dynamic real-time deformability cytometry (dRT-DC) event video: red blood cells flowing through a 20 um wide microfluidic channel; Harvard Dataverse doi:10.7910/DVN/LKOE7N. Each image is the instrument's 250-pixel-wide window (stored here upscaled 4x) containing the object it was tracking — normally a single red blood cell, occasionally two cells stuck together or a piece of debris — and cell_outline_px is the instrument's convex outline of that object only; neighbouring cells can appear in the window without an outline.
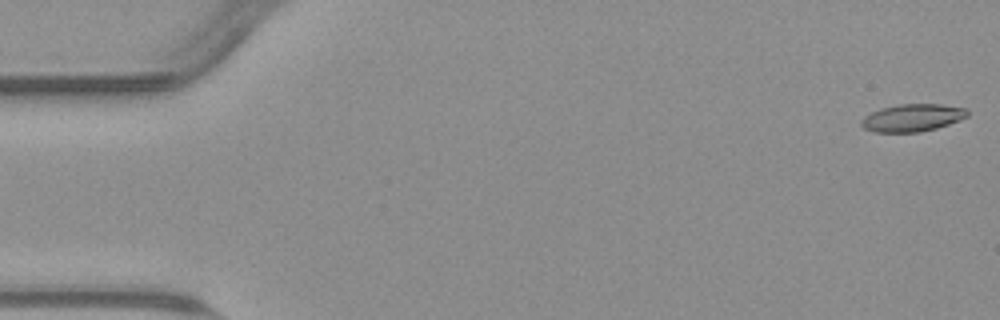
{"species": "common noctule bat (a hibernating species)", "species_latin": "Nyctalus noctula", "temperature_condition": "warm", "stored_images_in_passage": 16, "camera_frame_rate_fps": 3000, "um_per_image_px": 0.085, "animal": {"sex": "male", "body_mass_g": 23.1, "forearm_length_mm": 52.7}, "frame": {"image": 1, "passage_image": 1, "time_ms": 0.0, "image_size_px": [1000, 320], "cell_outline_px": [[968, 116], [960, 120], [936, 128], [920, 132], [876, 132], [864, 128], [860, 124], [860, 120], [864, 116], [880, 108], [900, 104], [940, 104], [968, 108]], "centroid_in_image_um": [77.56, 10.0], "position_along_channel_um": 7.4, "area_um2": 17.05}}
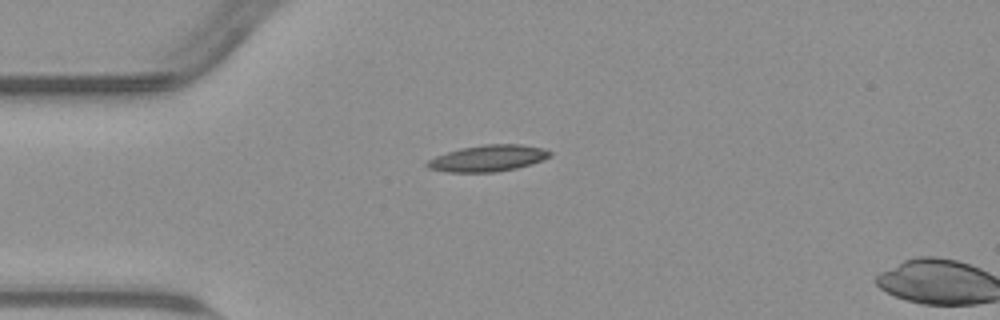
{"frame": {"image": 2, "passage_image": 14, "time_ms": 4.333, "image_size_px": [1000, 320], "cell_outline_px": [[552, 156], [544, 160], [516, 168], [496, 172], [448, 172], [428, 168], [424, 164], [428, 160], [436, 156], [460, 148], [484, 144], [520, 144], [544, 148], [552, 152]], "centroid_in_image_um": [41.5, 13.45], "position_along_channel_um": 43.5, "area_um2": 18.96}}